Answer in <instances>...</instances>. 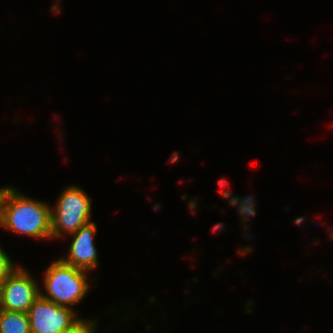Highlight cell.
Here are the masks:
<instances>
[{
    "instance_id": "3",
    "label": "cell",
    "mask_w": 333,
    "mask_h": 333,
    "mask_svg": "<svg viewBox=\"0 0 333 333\" xmlns=\"http://www.w3.org/2000/svg\"><path fill=\"white\" fill-rule=\"evenodd\" d=\"M91 200L79 187L65 188L59 196L55 209L51 208L52 238L73 234L81 226L91 222Z\"/></svg>"
},
{
    "instance_id": "10",
    "label": "cell",
    "mask_w": 333,
    "mask_h": 333,
    "mask_svg": "<svg viewBox=\"0 0 333 333\" xmlns=\"http://www.w3.org/2000/svg\"><path fill=\"white\" fill-rule=\"evenodd\" d=\"M3 188L0 189V226H2Z\"/></svg>"
},
{
    "instance_id": "5",
    "label": "cell",
    "mask_w": 333,
    "mask_h": 333,
    "mask_svg": "<svg viewBox=\"0 0 333 333\" xmlns=\"http://www.w3.org/2000/svg\"><path fill=\"white\" fill-rule=\"evenodd\" d=\"M30 333H63L79 318L72 308L59 306L39 295L28 312Z\"/></svg>"
},
{
    "instance_id": "2",
    "label": "cell",
    "mask_w": 333,
    "mask_h": 333,
    "mask_svg": "<svg viewBox=\"0 0 333 333\" xmlns=\"http://www.w3.org/2000/svg\"><path fill=\"white\" fill-rule=\"evenodd\" d=\"M86 272L59 258L47 268L44 277L47 294L40 292V295L59 306L71 308V305L81 301L88 292Z\"/></svg>"
},
{
    "instance_id": "6",
    "label": "cell",
    "mask_w": 333,
    "mask_h": 333,
    "mask_svg": "<svg viewBox=\"0 0 333 333\" xmlns=\"http://www.w3.org/2000/svg\"><path fill=\"white\" fill-rule=\"evenodd\" d=\"M97 232L94 222L81 226L75 233L71 234L73 241L70 244L66 258H60L71 266L91 271L98 265V253L93 240Z\"/></svg>"
},
{
    "instance_id": "8",
    "label": "cell",
    "mask_w": 333,
    "mask_h": 333,
    "mask_svg": "<svg viewBox=\"0 0 333 333\" xmlns=\"http://www.w3.org/2000/svg\"><path fill=\"white\" fill-rule=\"evenodd\" d=\"M97 322L94 320L78 319L72 326H70L63 333H96Z\"/></svg>"
},
{
    "instance_id": "1",
    "label": "cell",
    "mask_w": 333,
    "mask_h": 333,
    "mask_svg": "<svg viewBox=\"0 0 333 333\" xmlns=\"http://www.w3.org/2000/svg\"><path fill=\"white\" fill-rule=\"evenodd\" d=\"M51 208L47 203L21 194L14 187H4L2 228L34 238L52 239Z\"/></svg>"
},
{
    "instance_id": "4",
    "label": "cell",
    "mask_w": 333,
    "mask_h": 333,
    "mask_svg": "<svg viewBox=\"0 0 333 333\" xmlns=\"http://www.w3.org/2000/svg\"><path fill=\"white\" fill-rule=\"evenodd\" d=\"M40 290L32 276L16 266L0 286V309L27 313Z\"/></svg>"
},
{
    "instance_id": "9",
    "label": "cell",
    "mask_w": 333,
    "mask_h": 333,
    "mask_svg": "<svg viewBox=\"0 0 333 333\" xmlns=\"http://www.w3.org/2000/svg\"><path fill=\"white\" fill-rule=\"evenodd\" d=\"M16 268L12 259L8 254L0 247V286L6 279V277Z\"/></svg>"
},
{
    "instance_id": "7",
    "label": "cell",
    "mask_w": 333,
    "mask_h": 333,
    "mask_svg": "<svg viewBox=\"0 0 333 333\" xmlns=\"http://www.w3.org/2000/svg\"><path fill=\"white\" fill-rule=\"evenodd\" d=\"M0 333H30L28 314L0 309Z\"/></svg>"
}]
</instances>
